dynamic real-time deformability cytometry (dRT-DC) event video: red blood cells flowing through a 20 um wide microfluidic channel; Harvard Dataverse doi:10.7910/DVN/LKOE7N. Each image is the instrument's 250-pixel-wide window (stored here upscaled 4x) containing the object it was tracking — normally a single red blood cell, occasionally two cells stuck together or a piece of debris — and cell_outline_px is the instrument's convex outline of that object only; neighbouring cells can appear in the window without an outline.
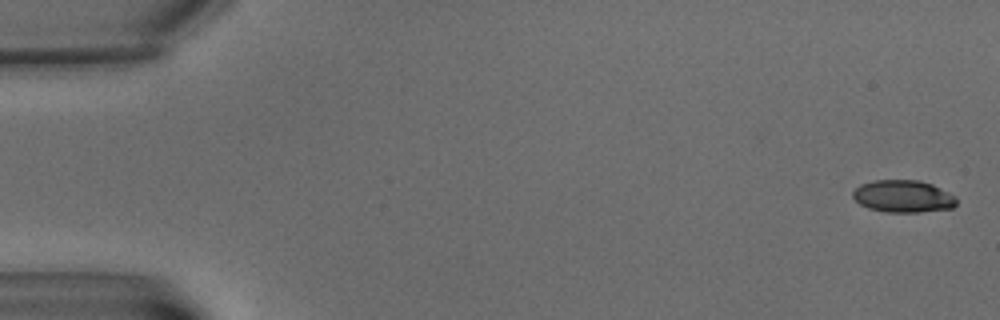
{"species": "common noctule bat (a hibernating species)", "species_latin": "Nyctalus noctula", "temperature_condition": "warm", "stored_images_in_passage": 8, "camera_frame_rate_fps": 3000, "um_per_image_px": 0.085, "animal": {"sex": "male", "body_mass_g": 15.6}, "frame": {"image": 1, "passage_image": 1, "time_ms": 0.0, "image_size_px": [1000, 320], "cell_outline_px": [[956, 204], [952, 208], [920, 212], [884, 212], [868, 208], [860, 204], [852, 196], [852, 192], [860, 184], [876, 180], [920, 180], [932, 184], [956, 196]], "centroid_in_image_um": [76.76, 16.68], "position_along_channel_um": 8.2, "area_um2": 19.54}}
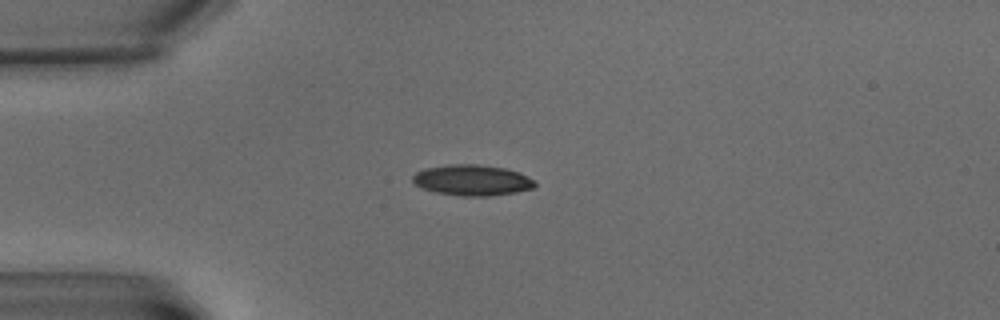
{"frame": {"image": 2, "passage_image": 6, "time_ms": 5.667, "image_size_px": [1000, 320], "cell_outline_px": [[536, 188], [516, 192], [488, 196], [460, 196], [436, 192], [424, 188], [416, 184], [412, 180], [412, 176], [416, 172], [424, 168], [448, 164], [476, 164], [504, 168], [520, 172], [536, 180]], "centroid_in_image_um": [40.17, 15.31], "position_along_channel_um": 44.8, "area_um2": 22.08}}